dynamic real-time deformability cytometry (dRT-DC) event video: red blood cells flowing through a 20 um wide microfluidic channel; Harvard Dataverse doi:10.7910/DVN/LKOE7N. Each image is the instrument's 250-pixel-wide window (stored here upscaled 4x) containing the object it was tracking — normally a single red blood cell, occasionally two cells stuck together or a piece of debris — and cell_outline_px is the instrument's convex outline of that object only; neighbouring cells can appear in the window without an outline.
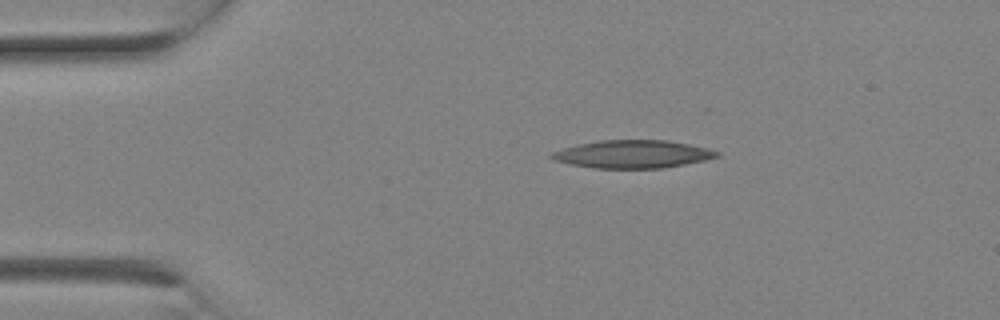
{"species": "Egyptian fruit bat (a non-hibernating species)", "species_latin": "Rousettus aegyptiacus", "temperature_condition": "room temperature", "stored_images_in_passage": 2, "camera_frame_rate_fps": 3000, "um_per_image_px": 0.085, "animal": {"sex": "female"}, "frame": {"image": 1, "passage_image": 1, "time_ms": 0.0, "image_size_px": [1000, 320], "cell_outline_px": [[720, 156], [704, 160], [664, 168], [592, 168], [572, 164], [556, 160], [548, 156], [552, 152], [576, 144], [600, 140], [668, 140], [708, 148], [720, 152]], "centroid_in_image_um": [53.79, 13.1], "position_along_channel_um": 31.2, "area_um2": 26.76}}
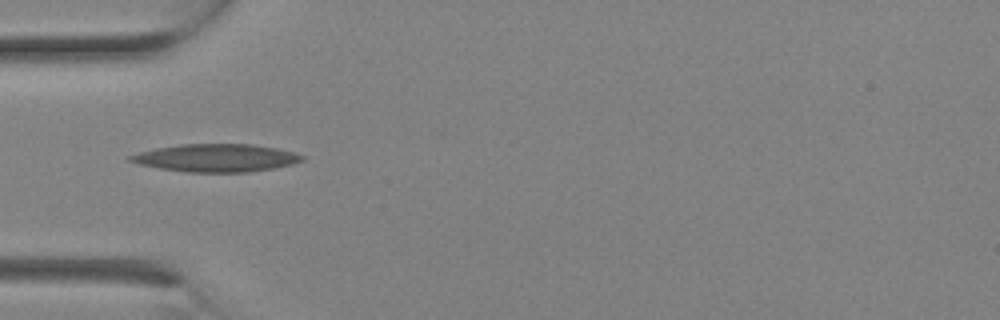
{"frame": {"image": 2, "passage_image": 2, "time_ms": 0.333, "image_size_px": [1000, 320], "cell_outline_px": [[304, 160], [292, 164], [276, 168], [248, 172], [188, 172], [160, 168], [140, 164], [124, 160], [128, 156], [140, 152], [156, 148], [180, 144], [252, 144], [276, 148], [296, 152], [304, 156]], "centroid_in_image_um": [18.38, 13.42], "position_along_channel_um": 66.6, "area_um2": 27.92}}